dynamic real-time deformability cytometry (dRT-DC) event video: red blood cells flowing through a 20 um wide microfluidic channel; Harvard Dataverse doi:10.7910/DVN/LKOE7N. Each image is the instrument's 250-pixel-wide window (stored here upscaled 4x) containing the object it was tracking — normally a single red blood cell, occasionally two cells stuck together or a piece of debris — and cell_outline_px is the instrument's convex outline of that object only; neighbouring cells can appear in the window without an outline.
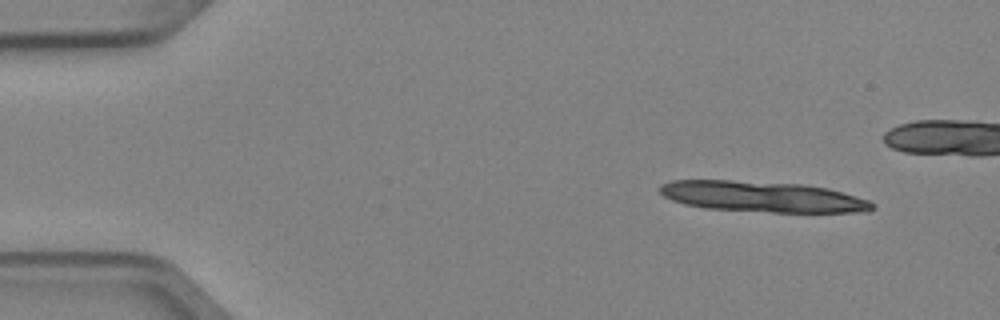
{"species": "Egyptian fruit bat (a non-hibernating species)", "species_latin": "Rousettus aegyptiacus", "temperature_condition": "cold", "stored_images_in_passage": 5, "camera_frame_rate_fps": 3000, "um_per_image_px": 0.085, "animal": {"sex": "female"}, "frame": {"image": 1, "passage_image": 1, "time_ms": 0.0, "image_size_px": [1000, 320], "cell_outline_px": [[876, 204], [868, 212], [772, 212], [704, 208], [684, 204], [672, 200], [664, 196], [656, 188], [660, 184], [672, 180], [732, 180], [804, 184], [828, 188], [868, 200]], "centroid_in_image_um": [64.77, 16.71], "position_along_channel_um": 20.2, "area_um2": 38.21}}